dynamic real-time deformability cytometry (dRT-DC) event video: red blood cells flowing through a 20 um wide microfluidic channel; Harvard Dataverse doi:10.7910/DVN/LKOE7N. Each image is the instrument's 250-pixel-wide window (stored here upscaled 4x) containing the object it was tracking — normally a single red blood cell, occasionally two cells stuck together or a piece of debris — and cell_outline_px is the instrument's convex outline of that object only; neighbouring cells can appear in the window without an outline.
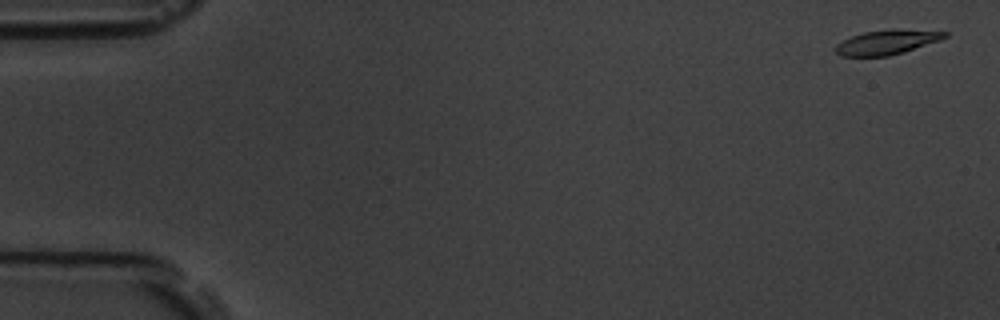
{"species": "common noctule bat (a hibernating species)", "species_latin": "Nyctalus noctula", "temperature_condition": "room temperature", "stored_images_in_passage": 5, "camera_frame_rate_fps": 3000, "um_per_image_px": 0.085, "animal": {"sex": "male", "body_mass_g": 19.5, "forearm_length_mm": 54.6}, "frame": {"image": 1, "passage_image": 1, "time_ms": 0.0, "image_size_px": [1000, 320], "cell_outline_px": [[948, 36], [940, 40], [904, 52], [888, 56], [844, 56], [836, 52], [836, 44], [852, 36], [864, 32], [948, 32]], "centroid_in_image_um": [75.32, 3.65], "position_along_channel_um": 9.7, "area_um2": 14.33}}
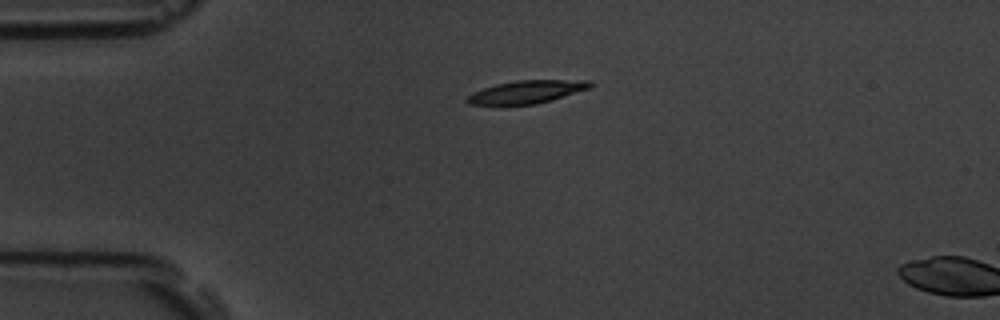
{"frame": {"image": 2, "passage_image": 4, "time_ms": 4.0, "image_size_px": [1000, 320], "cell_outline_px": [[596, 84], [592, 88], [552, 100], [536, 104], [468, 104], [464, 100], [468, 96], [484, 88], [496, 84], [516, 80], [592, 80]], "centroid_in_image_um": [44.89, 7.79], "position_along_channel_um": 40.1, "area_um2": 16.42}}